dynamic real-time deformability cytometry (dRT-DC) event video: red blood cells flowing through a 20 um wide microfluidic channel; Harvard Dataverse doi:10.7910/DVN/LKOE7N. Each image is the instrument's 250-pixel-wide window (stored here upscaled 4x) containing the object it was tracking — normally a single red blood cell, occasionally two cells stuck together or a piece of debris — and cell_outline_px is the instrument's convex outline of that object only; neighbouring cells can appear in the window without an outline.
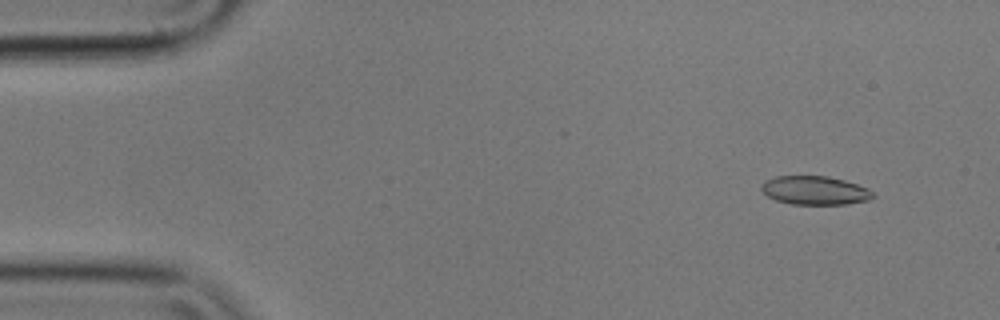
{"species": "common noctule bat (a hibernating species)", "species_latin": "Nyctalus noctula", "temperature_condition": "cold", "stored_images_in_passage": 54, "camera_frame_rate_fps": 3000, "um_per_image_px": 0.085, "animal": {"sex": "male", "body_mass_g": 17.9}, "frame": {"image": 1, "passage_image": 5, "time_ms": 1.333, "image_size_px": [1000, 320], "cell_outline_px": [[876, 196], [868, 200], [848, 204], [792, 204], [776, 200], [768, 196], [760, 188], [760, 184], [764, 180], [776, 176], [828, 176], [844, 180], [868, 188]], "centroid_in_image_um": [69.25, 16.18], "position_along_channel_um": 15.7, "area_um2": 18.67}}
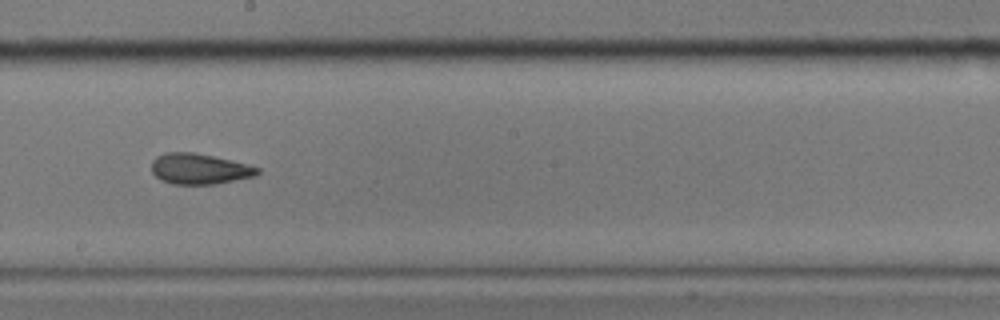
{"frame": {"image": 2, "passage_image": 31, "time_ms": 10.0, "image_size_px": [1000, 320], "cell_outline_px": [[260, 172], [256, 176], [216, 184], [172, 184], [160, 180], [152, 172], [152, 160], [156, 156], [168, 152], [192, 152], [212, 156], [248, 164], [260, 168]], "centroid_in_image_um": [16.95, 14.36], "position_along_channel_um": 231.2, "area_um2": 18.96}}
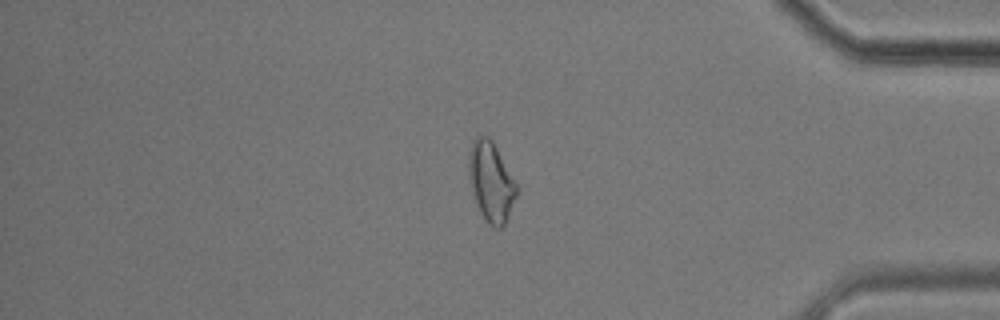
{"frame": {"image": 3, "passage_image": 47, "time_ms": 15.333, "image_size_px": [1000, 320], "cell_outline_px": [[516, 196], [508, 216], [504, 224], [500, 228], [496, 228], [488, 224], [480, 212], [472, 196], [468, 172], [468, 156], [472, 140], [476, 136], [488, 136], [492, 140], [516, 184]], "centroid_in_image_um": [41.69, 15.44], "position_along_channel_um": 393.5, "area_um2": 22.02}}